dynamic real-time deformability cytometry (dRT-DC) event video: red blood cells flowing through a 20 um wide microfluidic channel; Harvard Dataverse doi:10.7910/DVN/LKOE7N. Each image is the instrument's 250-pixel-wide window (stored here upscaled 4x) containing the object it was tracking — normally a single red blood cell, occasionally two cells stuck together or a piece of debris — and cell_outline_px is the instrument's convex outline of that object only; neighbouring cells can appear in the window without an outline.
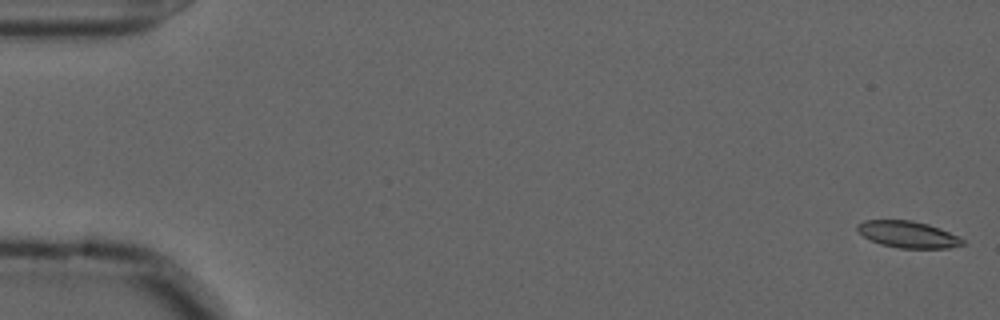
{"species": "common noctule bat (a hibernating species)", "species_latin": "Nyctalus noctula", "temperature_condition": "cold", "stored_images_in_passage": 56, "camera_frame_rate_fps": 3000, "um_per_image_px": 0.085, "animal": {"sex": "male", "forearm_length_mm": 52.5}, "frame": {"image": 1, "passage_image": 1, "time_ms": 0.0, "image_size_px": [1000, 320], "cell_outline_px": [[964, 244], [948, 248], [900, 248], [880, 244], [864, 236], [856, 228], [856, 224], [864, 220], [912, 220], [928, 224], [940, 228], [960, 236], [964, 240]], "centroid_in_image_um": [77.2, 19.92], "position_along_channel_um": 7.8, "area_um2": 16.36}}
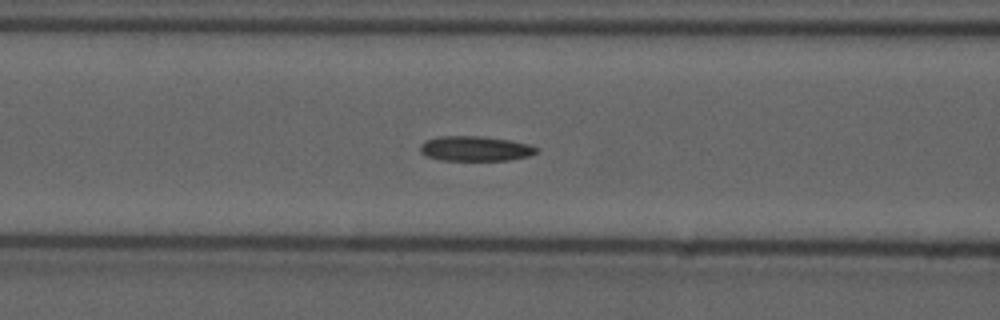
{"frame": {"image": 2, "passage_image": 23, "time_ms": 7.333, "image_size_px": [1000, 320], "cell_outline_px": [[540, 152], [528, 156], [508, 160], [440, 160], [428, 156], [420, 152], [420, 144], [424, 140], [440, 136], [480, 136], [508, 140], [532, 144], [540, 148]], "centroid_in_image_um": [40.43, 12.62], "position_along_channel_um": 126.2, "area_um2": 17.05}}
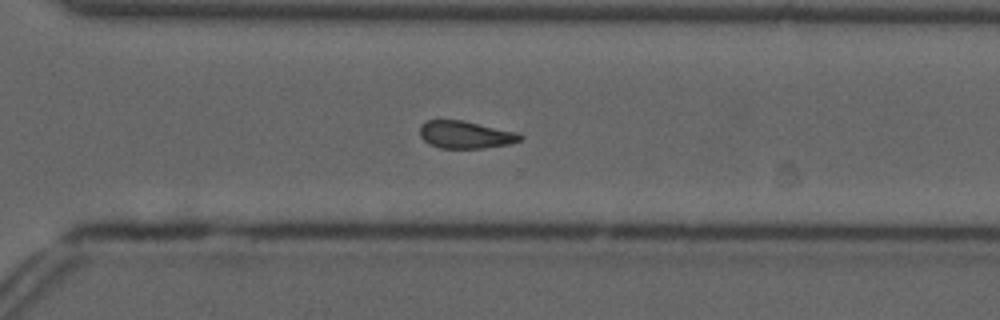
{"frame": {"image": 3, "passage_image": 40, "time_ms": 13.0, "image_size_px": [1000, 320], "cell_outline_px": [[524, 136], [520, 140], [512, 144], [484, 148], [440, 148], [424, 140], [420, 136], [420, 124], [428, 120], [464, 120], [520, 132]], "centroid_in_image_um": [39.63, 11.44], "position_along_channel_um": 331.0, "area_um2": 16.3}, "authors_computed_cell_mechanics": {"area_um2": 16.5886, "velocity_mm_per_s": 3.626, "shape_relaxation_time_tau1_ms": null, "shape_relaxation_time_tau2_ms": 4.1531, "deformation_change_tau1": null, "deformation_change_tau2": 0.1002}}